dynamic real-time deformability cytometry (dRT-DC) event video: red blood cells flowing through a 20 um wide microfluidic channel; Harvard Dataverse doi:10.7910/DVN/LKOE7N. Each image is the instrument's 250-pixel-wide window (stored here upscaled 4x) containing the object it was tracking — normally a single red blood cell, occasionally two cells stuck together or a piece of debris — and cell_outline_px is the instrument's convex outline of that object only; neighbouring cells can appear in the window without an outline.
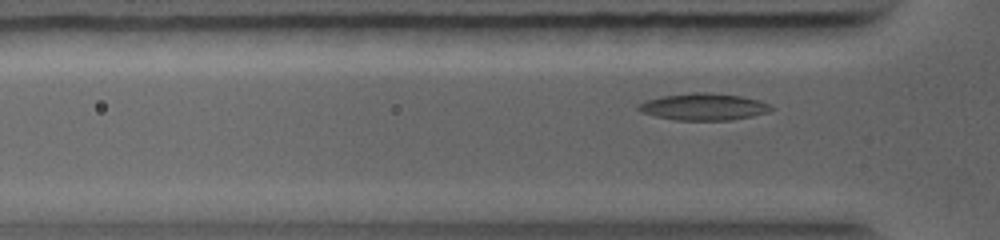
{"species": "common noctule bat (a hibernating species)", "species_latin": "Nyctalus noctula", "temperature_condition": "warm", "stored_images_in_passage": 79, "camera_frame_rate_fps": 5000, "um_per_image_px": 0.085, "animal": {"sex": "female", "body_mass_g": 19.0, "forearm_length_mm": 56.7}, "frame": {"image": 1, "passage_image": 20, "time_ms": 2.6, "image_size_px": [1000, 240], "cell_outline_px": [[776, 108], [768, 112], [752, 116], [732, 120], [676, 120], [656, 116], [640, 112], [636, 108], [636, 104], [648, 100], [664, 96], [688, 92], [704, 92], [740, 96], [760, 100]], "centroid_in_image_um": [59.81, 9.08], "position_along_channel_um": 66.0, "area_um2": 20.81}}
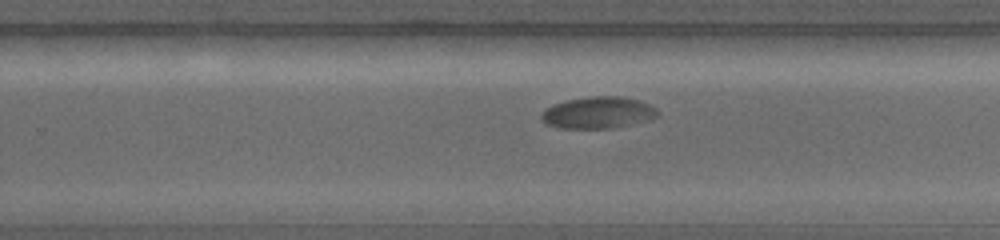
{"frame": {"image": 2, "passage_image": 49, "time_ms": 7.0, "image_size_px": [1000, 240], "cell_outline_px": [[660, 116], [652, 120], [612, 128], [560, 128], [544, 124], [540, 120], [540, 116], [552, 104], [568, 100], [592, 96], [620, 96], [636, 100], [648, 104], [656, 108], [660, 112]], "centroid_in_image_um": [50.86, 9.59], "position_along_channel_um": 278.9, "area_um2": 21.62}}
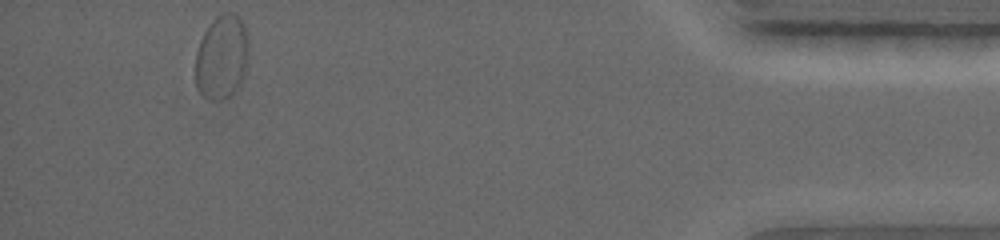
{"frame": {"image": 3, "passage_image": 78, "time_ms": 11.4, "image_size_px": [1000, 240], "cell_outline_px": [[248, 60], [244, 76], [240, 84], [228, 96], [220, 100], [212, 100], [204, 96], [196, 88], [196, 52], [200, 40], [204, 32], [216, 16], [224, 12], [232, 12], [240, 16], [244, 24], [248, 36]], "centroid_in_image_um": [18.87, 4.82], "position_along_channel_um": 416.3, "area_um2": 26.3}}